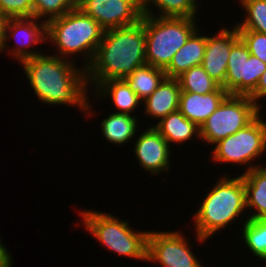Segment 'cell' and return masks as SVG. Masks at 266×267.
<instances>
[{"instance_id": "6da1fadb", "label": "cell", "mask_w": 266, "mask_h": 267, "mask_svg": "<svg viewBox=\"0 0 266 267\" xmlns=\"http://www.w3.org/2000/svg\"><path fill=\"white\" fill-rule=\"evenodd\" d=\"M20 64L34 96L41 103L79 107L87 117L94 114L90 96L87 95L90 89L83 67H77L73 61L45 53L28 58Z\"/></svg>"}, {"instance_id": "7a4b0ae2", "label": "cell", "mask_w": 266, "mask_h": 267, "mask_svg": "<svg viewBox=\"0 0 266 267\" xmlns=\"http://www.w3.org/2000/svg\"><path fill=\"white\" fill-rule=\"evenodd\" d=\"M145 46L144 14L135 25L106 30L85 69L88 87L94 90L104 81L124 79L145 65Z\"/></svg>"}, {"instance_id": "3957f363", "label": "cell", "mask_w": 266, "mask_h": 267, "mask_svg": "<svg viewBox=\"0 0 266 267\" xmlns=\"http://www.w3.org/2000/svg\"><path fill=\"white\" fill-rule=\"evenodd\" d=\"M193 215L196 240L204 243L246 211V191L242 175L222 176L205 195Z\"/></svg>"}, {"instance_id": "277c9868", "label": "cell", "mask_w": 266, "mask_h": 267, "mask_svg": "<svg viewBox=\"0 0 266 267\" xmlns=\"http://www.w3.org/2000/svg\"><path fill=\"white\" fill-rule=\"evenodd\" d=\"M104 32L97 21L77 7L47 22V42L57 48L53 55L76 62L72 56L80 53L84 69L92 62Z\"/></svg>"}, {"instance_id": "5b68a950", "label": "cell", "mask_w": 266, "mask_h": 267, "mask_svg": "<svg viewBox=\"0 0 266 267\" xmlns=\"http://www.w3.org/2000/svg\"><path fill=\"white\" fill-rule=\"evenodd\" d=\"M85 230L89 231L103 247L118 256L147 261L149 231L134 230L130 223L109 213L94 210L80 212Z\"/></svg>"}, {"instance_id": "8992f818", "label": "cell", "mask_w": 266, "mask_h": 267, "mask_svg": "<svg viewBox=\"0 0 266 267\" xmlns=\"http://www.w3.org/2000/svg\"><path fill=\"white\" fill-rule=\"evenodd\" d=\"M195 19L144 14L146 64L165 70L173 55L198 29Z\"/></svg>"}, {"instance_id": "52a82bcc", "label": "cell", "mask_w": 266, "mask_h": 267, "mask_svg": "<svg viewBox=\"0 0 266 267\" xmlns=\"http://www.w3.org/2000/svg\"><path fill=\"white\" fill-rule=\"evenodd\" d=\"M260 116L263 115L259 114L246 127L215 143L211 156L213 161L247 165L246 171L261 167L258 163H251L266 152V121Z\"/></svg>"}, {"instance_id": "ba28073f", "label": "cell", "mask_w": 266, "mask_h": 267, "mask_svg": "<svg viewBox=\"0 0 266 267\" xmlns=\"http://www.w3.org/2000/svg\"><path fill=\"white\" fill-rule=\"evenodd\" d=\"M262 111L249 96L228 95L200 127V139L214 145L251 123Z\"/></svg>"}, {"instance_id": "9c48e42d", "label": "cell", "mask_w": 266, "mask_h": 267, "mask_svg": "<svg viewBox=\"0 0 266 267\" xmlns=\"http://www.w3.org/2000/svg\"><path fill=\"white\" fill-rule=\"evenodd\" d=\"M265 71L266 64L250 54L247 46L239 39L231 47L227 75L222 87L229 95L250 96Z\"/></svg>"}, {"instance_id": "30bf717a", "label": "cell", "mask_w": 266, "mask_h": 267, "mask_svg": "<svg viewBox=\"0 0 266 267\" xmlns=\"http://www.w3.org/2000/svg\"><path fill=\"white\" fill-rule=\"evenodd\" d=\"M189 244L181 231L149 230L147 262H156L160 267H203Z\"/></svg>"}, {"instance_id": "8fae6325", "label": "cell", "mask_w": 266, "mask_h": 267, "mask_svg": "<svg viewBox=\"0 0 266 267\" xmlns=\"http://www.w3.org/2000/svg\"><path fill=\"white\" fill-rule=\"evenodd\" d=\"M12 37L15 39V45L8 51L18 63L42 55L44 52L35 51L31 46L47 42V22H41V19L36 17L6 18L0 52L9 49L8 40L10 42Z\"/></svg>"}, {"instance_id": "7c38bea8", "label": "cell", "mask_w": 266, "mask_h": 267, "mask_svg": "<svg viewBox=\"0 0 266 267\" xmlns=\"http://www.w3.org/2000/svg\"><path fill=\"white\" fill-rule=\"evenodd\" d=\"M76 7L105 31L135 25L143 15L142 5L137 0H79Z\"/></svg>"}, {"instance_id": "4fadbf2b", "label": "cell", "mask_w": 266, "mask_h": 267, "mask_svg": "<svg viewBox=\"0 0 266 267\" xmlns=\"http://www.w3.org/2000/svg\"><path fill=\"white\" fill-rule=\"evenodd\" d=\"M171 152V146L153 126L139 134L135 141L134 153L139 166L153 176L170 170Z\"/></svg>"}, {"instance_id": "5bb4252c", "label": "cell", "mask_w": 266, "mask_h": 267, "mask_svg": "<svg viewBox=\"0 0 266 267\" xmlns=\"http://www.w3.org/2000/svg\"><path fill=\"white\" fill-rule=\"evenodd\" d=\"M240 39L237 27L222 28L216 35L206 36V48L202 62L205 72L220 86L225 83L231 47Z\"/></svg>"}, {"instance_id": "9a60e30c", "label": "cell", "mask_w": 266, "mask_h": 267, "mask_svg": "<svg viewBox=\"0 0 266 267\" xmlns=\"http://www.w3.org/2000/svg\"><path fill=\"white\" fill-rule=\"evenodd\" d=\"M228 95L222 86L204 95L181 91L178 110L200 128Z\"/></svg>"}, {"instance_id": "2e32d148", "label": "cell", "mask_w": 266, "mask_h": 267, "mask_svg": "<svg viewBox=\"0 0 266 267\" xmlns=\"http://www.w3.org/2000/svg\"><path fill=\"white\" fill-rule=\"evenodd\" d=\"M180 93L177 78L165 77L157 89L142 102L145 107L143 113L159 122L169 113L178 110Z\"/></svg>"}, {"instance_id": "e0dca14e", "label": "cell", "mask_w": 266, "mask_h": 267, "mask_svg": "<svg viewBox=\"0 0 266 267\" xmlns=\"http://www.w3.org/2000/svg\"><path fill=\"white\" fill-rule=\"evenodd\" d=\"M197 29L188 41L173 55L169 66L164 70L166 77L177 78L193 66L203 62L206 36Z\"/></svg>"}, {"instance_id": "ac0fdd59", "label": "cell", "mask_w": 266, "mask_h": 267, "mask_svg": "<svg viewBox=\"0 0 266 267\" xmlns=\"http://www.w3.org/2000/svg\"><path fill=\"white\" fill-rule=\"evenodd\" d=\"M246 191V209L252 210L247 219L266 218V167H256L241 174Z\"/></svg>"}, {"instance_id": "d6986e66", "label": "cell", "mask_w": 266, "mask_h": 267, "mask_svg": "<svg viewBox=\"0 0 266 267\" xmlns=\"http://www.w3.org/2000/svg\"><path fill=\"white\" fill-rule=\"evenodd\" d=\"M153 126L168 144L176 145L186 143L192 137L200 139V128L188 120L179 110L169 113Z\"/></svg>"}, {"instance_id": "ffe728a7", "label": "cell", "mask_w": 266, "mask_h": 267, "mask_svg": "<svg viewBox=\"0 0 266 267\" xmlns=\"http://www.w3.org/2000/svg\"><path fill=\"white\" fill-rule=\"evenodd\" d=\"M95 98L102 100L106 97H111V102L115 105L117 113L132 114L141 100L138 95L134 93L128 83L124 79H111L100 83L93 92ZM98 95V96H97ZM99 97V98H98Z\"/></svg>"}, {"instance_id": "44dd1931", "label": "cell", "mask_w": 266, "mask_h": 267, "mask_svg": "<svg viewBox=\"0 0 266 267\" xmlns=\"http://www.w3.org/2000/svg\"><path fill=\"white\" fill-rule=\"evenodd\" d=\"M103 137L115 145L126 144L136 137L138 118L126 113H112L100 121Z\"/></svg>"}, {"instance_id": "7402d4cb", "label": "cell", "mask_w": 266, "mask_h": 267, "mask_svg": "<svg viewBox=\"0 0 266 267\" xmlns=\"http://www.w3.org/2000/svg\"><path fill=\"white\" fill-rule=\"evenodd\" d=\"M165 77L166 74L163 69L145 64L136 68L135 71L124 78V80L143 102L157 89Z\"/></svg>"}, {"instance_id": "603a6c76", "label": "cell", "mask_w": 266, "mask_h": 267, "mask_svg": "<svg viewBox=\"0 0 266 267\" xmlns=\"http://www.w3.org/2000/svg\"><path fill=\"white\" fill-rule=\"evenodd\" d=\"M197 3L196 0H147L142 8L143 14L156 17L196 18L199 10ZM153 6L157 8L159 13L153 11Z\"/></svg>"}, {"instance_id": "cb8c5ba5", "label": "cell", "mask_w": 266, "mask_h": 267, "mask_svg": "<svg viewBox=\"0 0 266 267\" xmlns=\"http://www.w3.org/2000/svg\"><path fill=\"white\" fill-rule=\"evenodd\" d=\"M241 228L246 249L256 258L266 261V218L246 219Z\"/></svg>"}, {"instance_id": "d4e9b609", "label": "cell", "mask_w": 266, "mask_h": 267, "mask_svg": "<svg viewBox=\"0 0 266 267\" xmlns=\"http://www.w3.org/2000/svg\"><path fill=\"white\" fill-rule=\"evenodd\" d=\"M181 91L199 93L201 95L215 91L220 85L204 70L202 65L191 67L177 77Z\"/></svg>"}, {"instance_id": "484cf974", "label": "cell", "mask_w": 266, "mask_h": 267, "mask_svg": "<svg viewBox=\"0 0 266 267\" xmlns=\"http://www.w3.org/2000/svg\"><path fill=\"white\" fill-rule=\"evenodd\" d=\"M245 19L235 24L237 30H252L266 34V0H239Z\"/></svg>"}, {"instance_id": "4316f807", "label": "cell", "mask_w": 266, "mask_h": 267, "mask_svg": "<svg viewBox=\"0 0 266 267\" xmlns=\"http://www.w3.org/2000/svg\"><path fill=\"white\" fill-rule=\"evenodd\" d=\"M33 17L44 18L48 22L51 19L61 17L76 7L73 0H32Z\"/></svg>"}, {"instance_id": "83f0119b", "label": "cell", "mask_w": 266, "mask_h": 267, "mask_svg": "<svg viewBox=\"0 0 266 267\" xmlns=\"http://www.w3.org/2000/svg\"><path fill=\"white\" fill-rule=\"evenodd\" d=\"M238 33L249 53L266 64V34L252 30H238Z\"/></svg>"}, {"instance_id": "f1b7e54d", "label": "cell", "mask_w": 266, "mask_h": 267, "mask_svg": "<svg viewBox=\"0 0 266 267\" xmlns=\"http://www.w3.org/2000/svg\"><path fill=\"white\" fill-rule=\"evenodd\" d=\"M0 13L5 18L33 17L32 0H0Z\"/></svg>"}, {"instance_id": "f546056e", "label": "cell", "mask_w": 266, "mask_h": 267, "mask_svg": "<svg viewBox=\"0 0 266 267\" xmlns=\"http://www.w3.org/2000/svg\"><path fill=\"white\" fill-rule=\"evenodd\" d=\"M249 97L261 109V106H263V104H261L259 101L263 99V97L264 99L266 98V71L260 77L256 90Z\"/></svg>"}, {"instance_id": "4dcf8cb0", "label": "cell", "mask_w": 266, "mask_h": 267, "mask_svg": "<svg viewBox=\"0 0 266 267\" xmlns=\"http://www.w3.org/2000/svg\"><path fill=\"white\" fill-rule=\"evenodd\" d=\"M12 256L0 238V267H12Z\"/></svg>"}, {"instance_id": "1f68e13d", "label": "cell", "mask_w": 266, "mask_h": 267, "mask_svg": "<svg viewBox=\"0 0 266 267\" xmlns=\"http://www.w3.org/2000/svg\"><path fill=\"white\" fill-rule=\"evenodd\" d=\"M6 18L0 13V47L3 42V33H4V24H5Z\"/></svg>"}, {"instance_id": "d6a6232c", "label": "cell", "mask_w": 266, "mask_h": 267, "mask_svg": "<svg viewBox=\"0 0 266 267\" xmlns=\"http://www.w3.org/2000/svg\"><path fill=\"white\" fill-rule=\"evenodd\" d=\"M137 1L143 6L147 0H137Z\"/></svg>"}]
</instances>
